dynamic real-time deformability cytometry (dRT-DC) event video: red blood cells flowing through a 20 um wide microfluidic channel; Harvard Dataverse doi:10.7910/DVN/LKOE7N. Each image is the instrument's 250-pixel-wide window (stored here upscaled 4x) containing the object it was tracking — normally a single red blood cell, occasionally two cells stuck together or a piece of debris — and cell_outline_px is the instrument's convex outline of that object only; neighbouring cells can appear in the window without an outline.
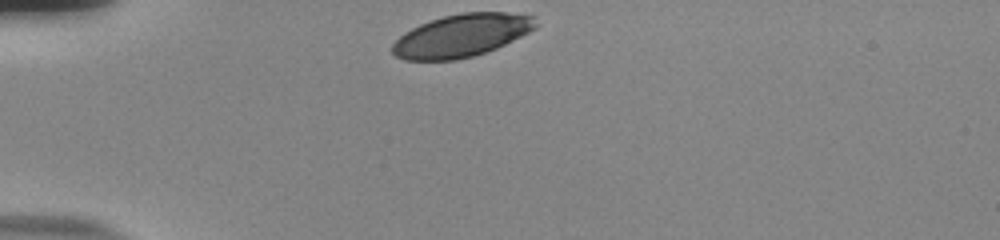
{"species": "human", "species_latin": "Homo sapiens", "temperature_condition": "room temperature", "stored_images_in_passage": 32, "camera_frame_rate_fps": 3000, "um_per_image_px": 0.085, "donor": {"sex": "male"}, "frame": {"image": 1, "passage_image": 1, "time_ms": 0.0, "image_size_px": [1000, 240], "cell_outline_px": [[536, 28], [496, 48], [472, 56], [456, 60], [404, 60], [396, 56], [392, 52], [392, 44], [404, 32], [420, 24], [444, 16], [464, 12], [508, 12], [532, 16], [536, 24]], "centroid_in_image_um": [39.2, 3.02], "position_along_channel_um": 45.8, "area_um2": 35.32}}
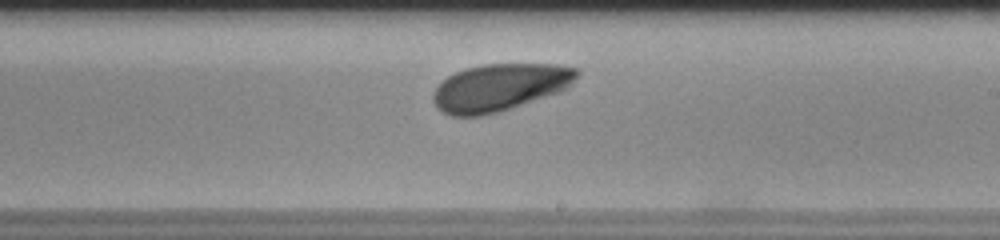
{"frame": {"image": 2, "passage_image": 20, "time_ms": 6.333, "image_size_px": [1000, 240], "cell_outline_px": [[580, 72], [572, 84], [568, 88], [560, 92], [496, 112], [480, 116], [452, 116], [440, 112], [436, 108], [432, 100], [432, 92], [448, 76], [464, 68], [484, 64], [556, 64], [576, 68]], "centroid_in_image_um": [42.46, 7.42], "position_along_channel_um": 246.5, "area_um2": 39.65}}
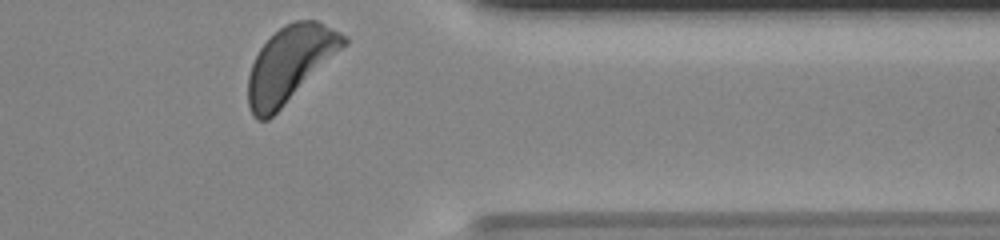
{"frame": {"image": 3, "passage_image": 32, "time_ms": 10.333, "image_size_px": [1000, 240], "cell_outline_px": [[348, 44], [268, 120], [256, 120], [252, 116], [248, 104], [248, 76], [252, 64], [260, 48], [284, 24], [296, 20], [316, 20], [348, 36]], "centroid_in_image_um": [24.66, 5.44], "position_along_channel_um": 386.7, "area_um2": 41.62}, "authors_computed_cell_mechanics": {"area_um2": 39.2462, "velocity_mm_per_s": 3.6964, "shape_relaxation_time_tau1_ms": 1.9642, "shape_relaxation_time_tau2_ms": null, "deformation_change_tau1": 0.0966, "deformation_change_tau2": null}}